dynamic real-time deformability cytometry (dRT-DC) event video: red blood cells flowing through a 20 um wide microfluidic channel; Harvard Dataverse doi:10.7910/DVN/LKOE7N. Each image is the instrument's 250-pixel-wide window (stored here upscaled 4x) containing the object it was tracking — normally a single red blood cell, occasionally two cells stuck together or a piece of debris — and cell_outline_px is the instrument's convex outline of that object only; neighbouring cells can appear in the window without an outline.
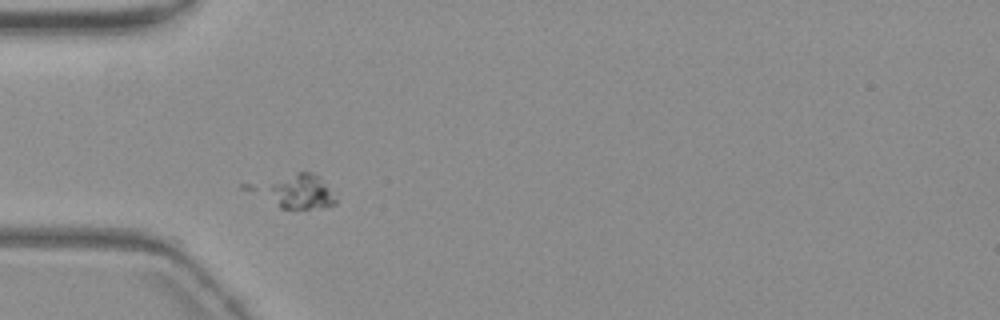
{"species": "common noctule bat (a hibernating species)", "species_latin": "Nyctalus noctula", "temperature_condition": "warm", "stored_images_in_passage": 42, "camera_frame_rate_fps": 3000, "um_per_image_px": 0.085, "animal": {"sex": "female", "body_mass_g": 19.3, "forearm_length_mm": 54.1}, "frame": {"image": 1, "passage_image": 1, "time_ms": 0.0, "image_size_px": [1000, 320], "cell_outline_px": [[336, 204], [328, 208], [280, 208], [272, 188], [272, 184], [296, 172], [312, 172], [320, 176], [336, 200]], "centroid_in_image_um": [25.77, 16.31], "position_along_channel_um": 59.2, "area_um2": 12.95}}
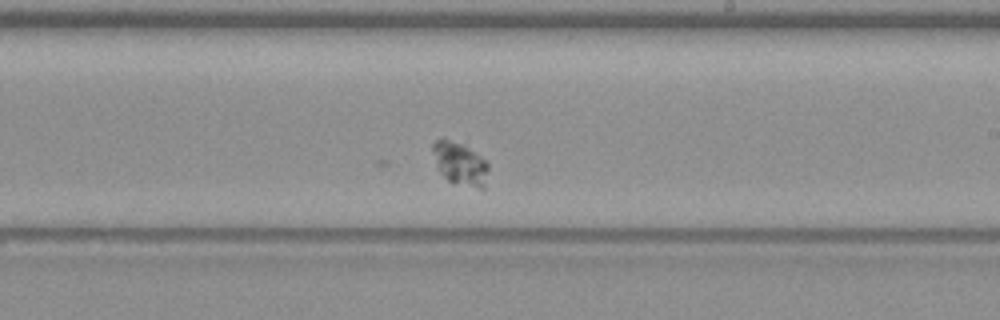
{"frame": {"image": 2, "passage_image": 18, "time_ms": 5.667, "image_size_px": [1000, 320], "cell_outline_px": [[488, 168], [484, 188], [480, 188], [452, 184], [436, 168], [432, 148], [432, 144], [440, 136], [444, 136], [464, 144], [480, 156], [488, 164]], "centroid_in_image_um": [39.05, 13.87], "position_along_channel_um": 249.9, "area_um2": 14.28}}
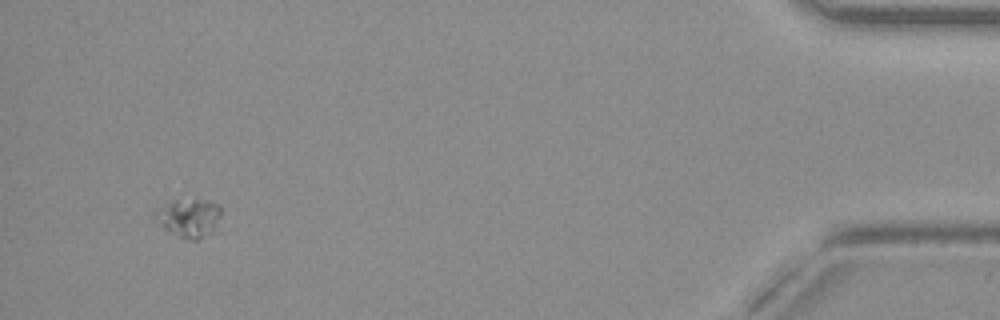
{"frame": {"image": 3, "passage_image": 39, "time_ms": 12.667, "image_size_px": [1000, 320], "cell_outline_px": [[220, 216], [216, 232], [200, 240], [188, 240], [168, 232], [152, 216], [156, 208], [172, 200], [204, 200], [220, 204]], "centroid_in_image_um": [16.07, 18.55], "position_along_channel_um": 419.1, "area_um2": 15.26}}